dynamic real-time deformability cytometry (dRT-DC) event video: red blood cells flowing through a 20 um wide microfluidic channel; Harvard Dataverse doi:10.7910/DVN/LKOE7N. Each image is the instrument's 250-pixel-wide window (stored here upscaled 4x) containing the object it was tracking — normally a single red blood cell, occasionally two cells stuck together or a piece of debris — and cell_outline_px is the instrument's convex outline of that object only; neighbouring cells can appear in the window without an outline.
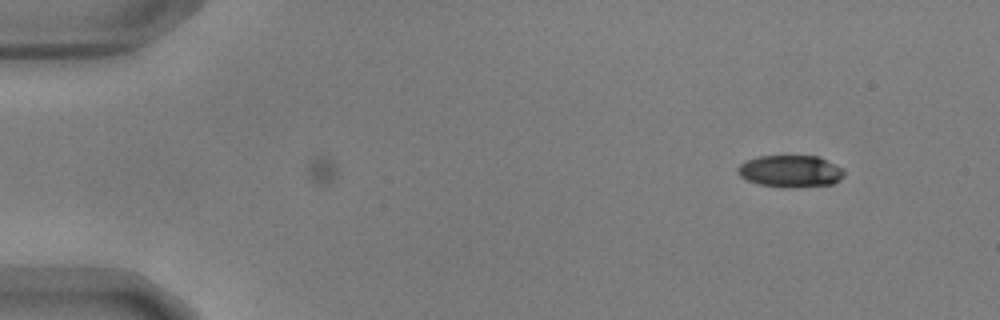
{"species": "common noctule bat (a hibernating species)", "species_latin": "Nyctalus noctula", "temperature_condition": "warm", "stored_images_in_passage": 14, "camera_frame_rate_fps": 3000, "um_per_image_px": 0.085, "animal": {"sex": "male", "body_mass_g": 17.9, "forearm_length_mm": 54.2}, "frame": {"image": 1, "passage_image": 14, "time_ms": 4.333, "image_size_px": [1000, 320], "cell_outline_px": [[844, 176], [840, 180], [832, 184], [792, 188], [760, 184], [748, 180], [740, 176], [736, 168], [740, 164], [748, 160], [760, 156], [820, 156], [844, 168]], "centroid_in_image_um": [67.24, 14.55], "position_along_channel_um": 17.8, "area_um2": 19.88}}